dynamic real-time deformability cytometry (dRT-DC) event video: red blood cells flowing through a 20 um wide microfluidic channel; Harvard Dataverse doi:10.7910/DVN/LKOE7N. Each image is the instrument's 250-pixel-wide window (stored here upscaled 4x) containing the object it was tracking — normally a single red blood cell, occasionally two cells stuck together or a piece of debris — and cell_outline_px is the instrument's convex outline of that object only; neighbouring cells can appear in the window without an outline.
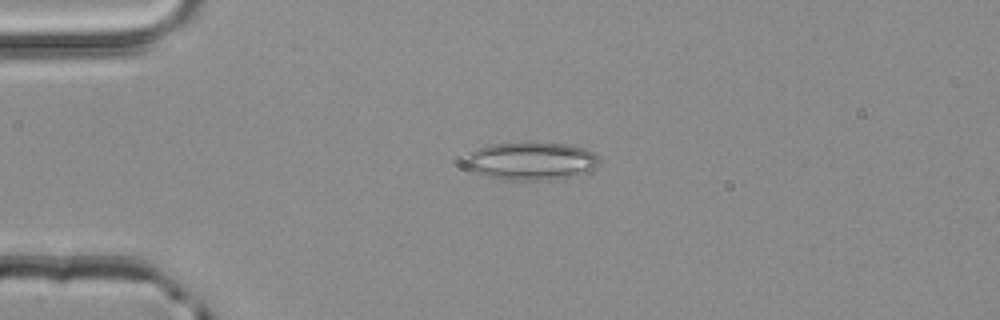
{"species": "common noctule bat (a hibernating species)", "species_latin": "Nyctalus noctula", "temperature_condition": "room temperature", "stored_images_in_passage": 1, "camera_frame_rate_fps": 3000, "um_per_image_px": 0.085, "animal": {"sex": "male", "body_mass_g": 20.4}, "frame": {"image": 1, "passage_image": 1, "time_ms": 0.0, "image_size_px": [1000, 320], "cell_outline_px": [[600, 164], [592, 168], [576, 172], [556, 176], [532, 180], [516, 180], [488, 176], [476, 172], [468, 164], [468, 156], [476, 148], [488, 144], [568, 144], [584, 148], [596, 152], [600, 156]], "centroid_in_image_um": [45.16, 13.65], "position_along_channel_um": 39.8, "area_um2": 27.86}}